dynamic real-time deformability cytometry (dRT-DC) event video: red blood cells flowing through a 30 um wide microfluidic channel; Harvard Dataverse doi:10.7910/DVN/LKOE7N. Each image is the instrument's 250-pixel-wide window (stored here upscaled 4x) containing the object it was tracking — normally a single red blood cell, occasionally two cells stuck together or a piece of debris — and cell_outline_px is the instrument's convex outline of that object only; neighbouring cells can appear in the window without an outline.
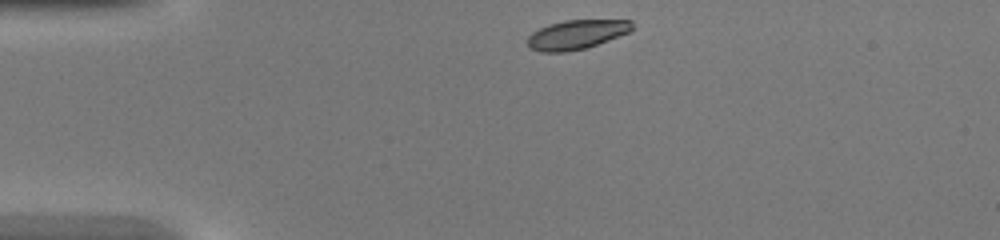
{"species": "common noctule bat (a hibernating species)", "species_latin": "Nyctalus noctula", "temperature_condition": "warm", "stored_images_in_passage": 36, "camera_frame_rate_fps": 3000, "um_per_image_px": 0.085, "animal": {"sex": "female", "body_mass_g": 20.0, "forearm_length_mm": 54.0}, "frame": {"image": 1, "passage_image": 1, "time_ms": 0.0, "image_size_px": [1000, 240], "cell_outline_px": [[636, 28], [628, 32], [588, 48], [564, 52], [540, 52], [528, 48], [528, 36], [532, 32], [548, 24], [564, 20], [632, 20]], "centroid_in_image_um": [49.01, 2.94], "position_along_channel_um": 36.0, "area_um2": 18.03}}
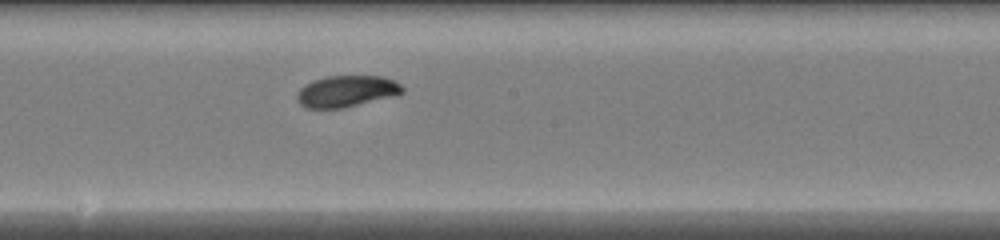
{"frame": {"image": 2, "passage_image": 16, "time_ms": 5.0, "image_size_px": [1000, 240], "cell_outline_px": [[404, 92], [396, 96], [344, 108], [304, 108], [296, 100], [296, 92], [304, 84], [312, 80], [324, 76], [384, 76], [400, 84], [404, 88]], "centroid_in_image_um": [29.43, 7.76], "position_along_channel_um": 218.8, "area_um2": 19.71}}
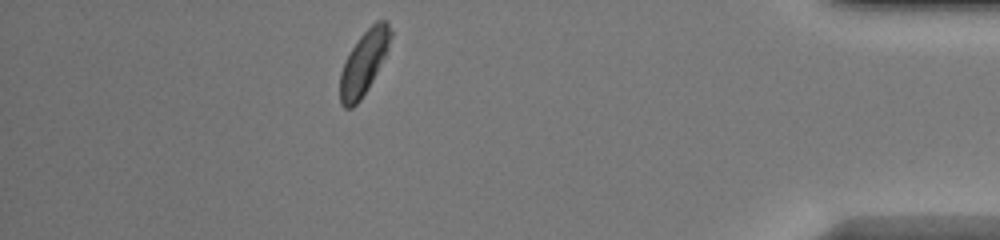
{"frame": {"image": 3, "passage_image": 31, "time_ms": 10.0, "image_size_px": [1000, 240], "cell_outline_px": [[392, 36], [388, 48], [368, 88], [360, 100], [352, 108], [344, 108], [340, 104], [340, 72], [344, 60], [360, 36], [376, 20], [388, 20], [392, 32]], "centroid_in_image_um": [30.91, 5.32], "position_along_channel_um": 404.3, "area_um2": 18.61}}